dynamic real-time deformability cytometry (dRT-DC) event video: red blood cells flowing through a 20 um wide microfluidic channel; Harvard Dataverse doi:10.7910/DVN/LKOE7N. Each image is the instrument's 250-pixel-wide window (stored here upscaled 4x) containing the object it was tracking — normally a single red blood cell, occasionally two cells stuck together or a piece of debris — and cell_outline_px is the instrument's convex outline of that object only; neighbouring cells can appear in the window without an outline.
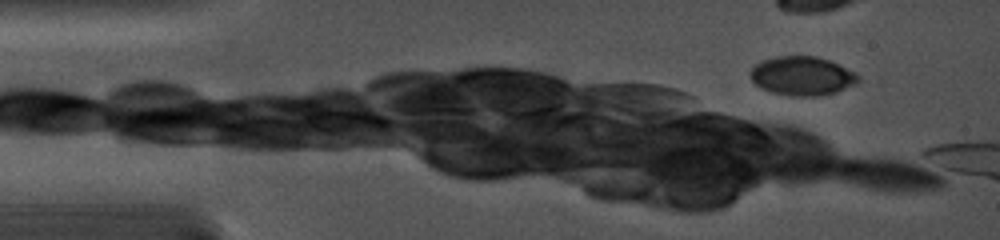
{"species": "common noctule bat (a hibernating species)", "species_latin": "Nyctalus noctula", "temperature_condition": "cold", "stored_images_in_passage": 12, "camera_frame_rate_fps": 5000, "um_per_image_px": 0.085, "animal": {"sex": "female", "body_mass_g": 19.0, "forearm_length_mm": 56.7}, "frame": {"image": 1, "passage_image": 4, "time_ms": 0.6, "image_size_px": [1000, 240], "cell_outline_px": [[860, 80], [856, 84], [836, 92], [812, 96], [796, 96], [772, 92], [756, 84], [752, 80], [752, 68], [756, 64], [764, 60], [776, 56], [816, 56], [828, 60], [856, 72], [860, 76]], "centroid_in_image_um": [68.24, 6.44], "position_along_channel_um": 16.8, "area_um2": 24.1}}